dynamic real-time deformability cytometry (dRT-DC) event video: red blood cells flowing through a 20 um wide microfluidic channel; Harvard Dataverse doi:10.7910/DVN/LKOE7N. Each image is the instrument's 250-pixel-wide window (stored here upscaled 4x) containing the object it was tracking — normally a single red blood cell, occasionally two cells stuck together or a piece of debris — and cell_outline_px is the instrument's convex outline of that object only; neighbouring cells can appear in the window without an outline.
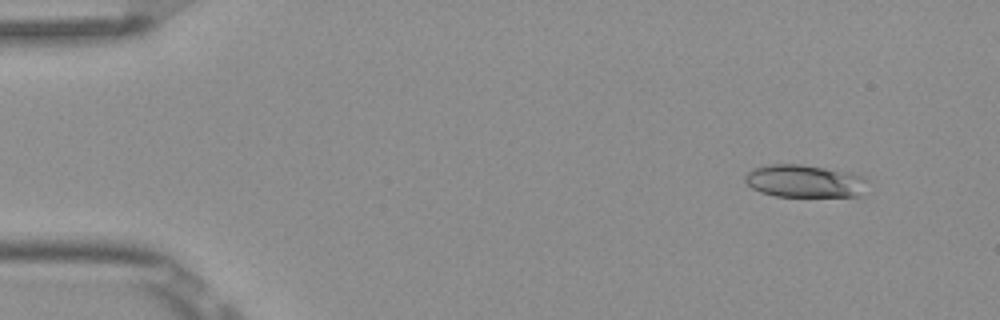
{"species": "Egyptian fruit bat (a non-hibernating species)", "species_latin": "Rousettus aegyptiacus", "temperature_condition": "room temperature", "stored_images_in_passage": 4, "camera_frame_rate_fps": 3000, "um_per_image_px": 0.085, "frame": {"image": 1, "passage_image": 2, "time_ms": 0.333, "image_size_px": [1000, 320], "cell_outline_px": [[868, 180], [860, 196], [776, 196], [760, 192], [752, 188], [744, 180], [744, 176], [748, 172], [756, 168], [772, 164], [800, 164], [852, 172], [864, 176]], "centroid_in_image_um": [68.41, 15.39], "position_along_channel_um": 16.6, "area_um2": 23.29}}